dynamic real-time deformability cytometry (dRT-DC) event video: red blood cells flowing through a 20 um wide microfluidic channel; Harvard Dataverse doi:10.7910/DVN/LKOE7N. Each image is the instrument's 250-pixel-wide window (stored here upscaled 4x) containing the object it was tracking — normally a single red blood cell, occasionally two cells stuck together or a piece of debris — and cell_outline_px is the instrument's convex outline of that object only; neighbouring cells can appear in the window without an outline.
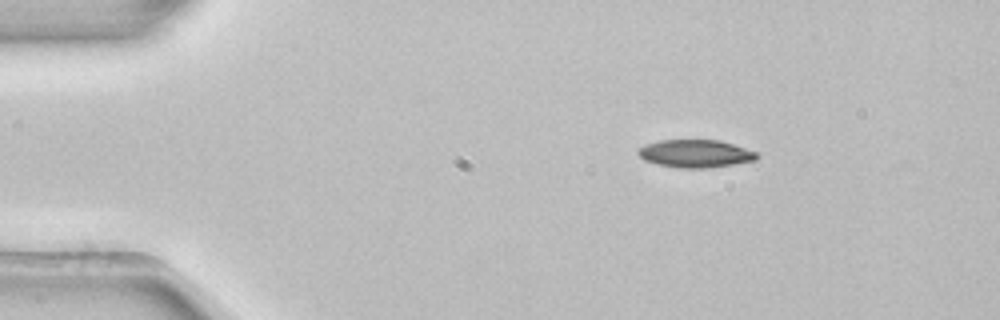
{"species": "common noctule bat (a hibernating species)", "species_latin": "Nyctalus noctula", "temperature_condition": "room temperature", "stored_images_in_passage": 3, "camera_frame_rate_fps": 3000, "um_per_image_px": 0.085, "animal": {"sex": "female", "body_mass_g": 22.7, "forearm_length_mm": 54.2}, "frame": {"image": 1, "passage_image": 1, "time_ms": 0.0, "image_size_px": [1000, 320], "cell_outline_px": [[760, 156], [756, 160], [708, 168], [676, 168], [656, 164], [644, 160], [636, 152], [640, 148], [648, 144], [660, 140], [720, 140], [756, 152]], "centroid_in_image_um": [59.1, 13.06], "position_along_channel_um": 25.9, "area_um2": 19.13}}